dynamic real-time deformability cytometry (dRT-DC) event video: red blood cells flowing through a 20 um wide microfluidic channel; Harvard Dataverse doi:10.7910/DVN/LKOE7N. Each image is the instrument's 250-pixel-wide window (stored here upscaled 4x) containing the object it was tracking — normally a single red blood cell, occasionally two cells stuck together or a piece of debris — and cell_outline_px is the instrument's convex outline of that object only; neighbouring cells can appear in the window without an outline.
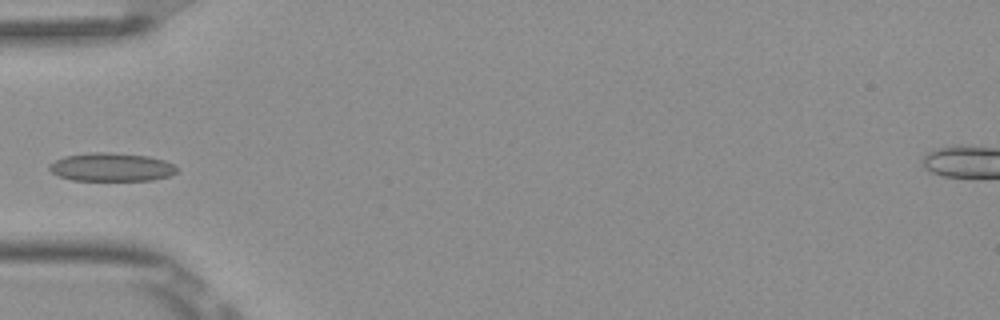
{"species": "Egyptian fruit bat (a non-hibernating species)", "species_latin": "Rousettus aegyptiacus", "temperature_condition": "room temperature", "stored_images_in_passage": 6, "camera_frame_rate_fps": 3000, "um_per_image_px": 0.085, "frame": {"image": 1, "passage_image": 5, "time_ms": 1.333, "image_size_px": [1000, 320], "cell_outline_px": [[176, 172], [168, 176], [152, 180], [72, 180], [60, 176], [52, 172], [48, 168], [48, 164], [64, 156], [92, 152], [108, 152], [148, 156], [164, 160], [172, 164], [176, 168]], "centroid_in_image_um": [9.44, 14.2], "position_along_channel_um": 75.6, "area_um2": 20.92}}
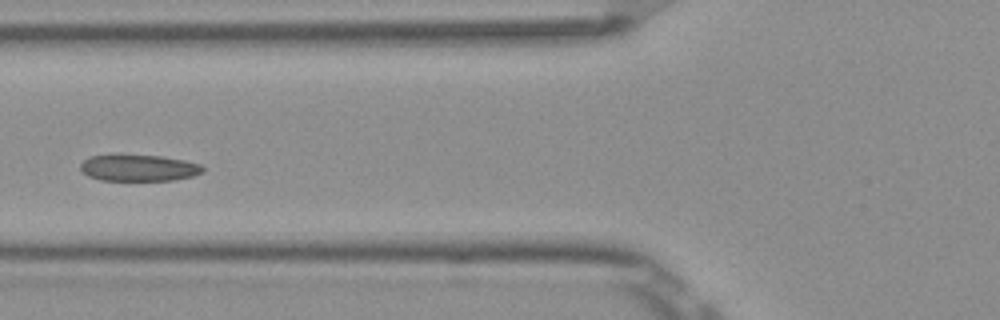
{"frame": {"image": 2, "passage_image": 6, "time_ms": 1.667, "image_size_px": [1000, 320], "cell_outline_px": [[204, 172], [192, 176], [172, 180], [100, 180], [88, 176], [80, 168], [80, 164], [88, 156], [160, 156], [184, 160], [200, 164], [204, 168]], "centroid_in_image_um": [11.81, 14.28], "position_along_channel_um": 114.0, "area_um2": 18.5}}